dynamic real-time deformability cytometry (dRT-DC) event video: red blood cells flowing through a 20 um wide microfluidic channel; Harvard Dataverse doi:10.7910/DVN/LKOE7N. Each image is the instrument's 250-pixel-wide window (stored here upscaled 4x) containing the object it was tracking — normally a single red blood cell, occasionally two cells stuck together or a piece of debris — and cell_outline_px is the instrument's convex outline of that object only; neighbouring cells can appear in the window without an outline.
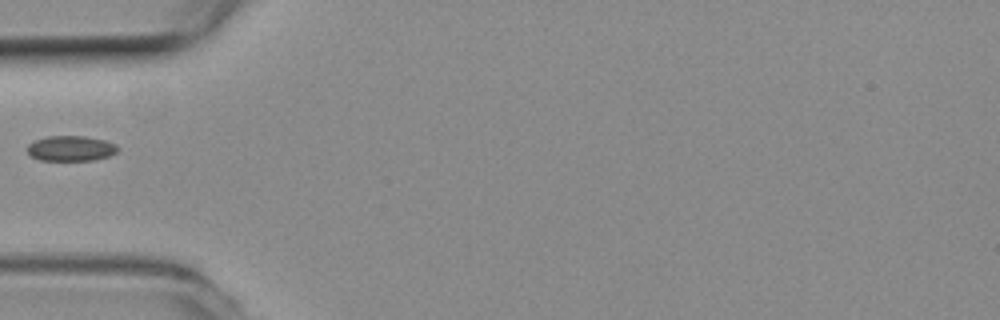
{"species": "common noctule bat (a hibernating species)", "species_latin": "Nyctalus noctula", "temperature_condition": "room temperature", "stored_images_in_passage": 37, "camera_frame_rate_fps": 3000, "um_per_image_px": 0.085, "animal": {"sex": "female", "body_mass_g": 19.3, "forearm_length_mm": 54.1}, "frame": {"image": 1, "passage_image": 1, "time_ms": 0.0, "image_size_px": [1000, 320], "cell_outline_px": [[120, 148], [116, 152], [108, 156], [96, 160], [40, 160], [32, 156], [28, 152], [28, 144], [36, 140], [48, 136], [84, 136], [104, 140], [116, 144]], "centroid_in_image_um": [6.05, 12.61], "position_along_channel_um": 78.9, "area_um2": 13.24}}
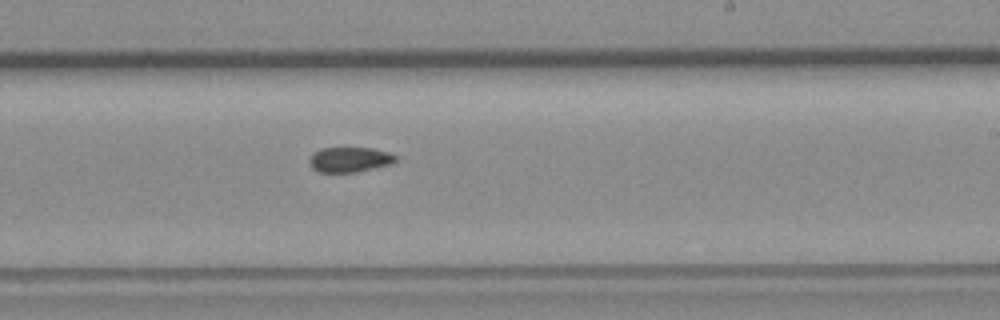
{"frame": {"image": 2, "passage_image": 15, "time_ms": 4.667, "image_size_px": [1000, 320], "cell_outline_px": [[396, 160], [392, 164], [356, 172], [316, 172], [312, 168], [308, 160], [320, 148], [372, 148], [388, 152], [396, 156]], "centroid_in_image_um": [29.72, 13.57], "position_along_channel_um": 259.3, "area_um2": 12.54}}
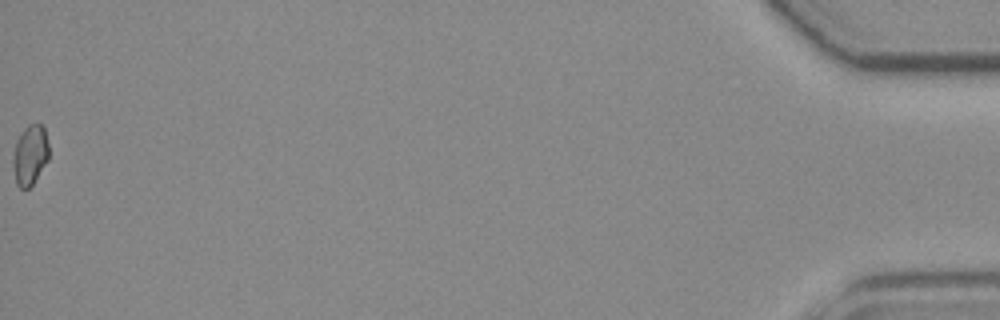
{"frame": {"image": 3, "passage_image": 37, "time_ms": 12.0, "image_size_px": [1000, 320], "cell_outline_px": [[48, 160], [32, 184], [28, 188], [20, 188], [16, 184], [12, 164], [12, 156], [16, 140], [24, 128], [28, 124], [40, 124], [44, 128], [48, 144]], "centroid_in_image_um": [2.53, 13.17], "position_along_channel_um": 432.7, "area_um2": 12.54}}